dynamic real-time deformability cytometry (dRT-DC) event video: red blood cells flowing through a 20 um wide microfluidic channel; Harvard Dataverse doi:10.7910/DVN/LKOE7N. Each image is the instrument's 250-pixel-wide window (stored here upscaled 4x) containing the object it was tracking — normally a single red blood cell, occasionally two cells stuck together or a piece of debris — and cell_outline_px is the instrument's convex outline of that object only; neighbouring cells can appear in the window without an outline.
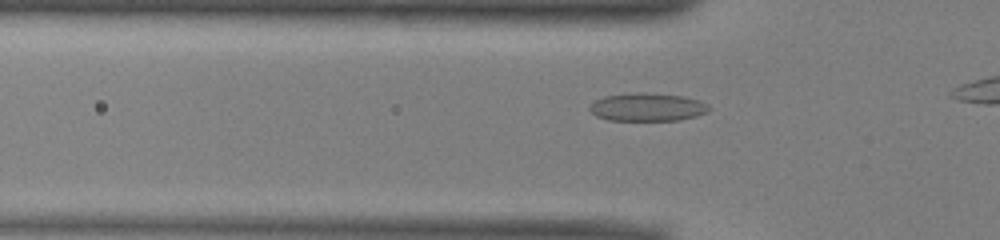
{"species": "common noctule bat (a hibernating species)", "species_latin": "Nyctalus noctula", "temperature_condition": "warm", "stored_images_in_passage": 11, "camera_frame_rate_fps": 3000, "um_per_image_px": 0.085, "animal": {"sex": "male", "body_mass_g": 13.0, "forearm_length_mm": 53.1}, "frame": {"image": 1, "passage_image": 8, "time_ms": 2.333, "image_size_px": [1000, 240], "cell_outline_px": [[712, 108], [708, 112], [696, 116], [680, 120], [608, 120], [596, 116], [588, 108], [596, 100], [604, 96], [636, 92], [644, 92], [684, 96], [708, 104]], "centroid_in_image_um": [55.05, 9.1], "position_along_channel_um": 70.8, "area_um2": 19.54}}